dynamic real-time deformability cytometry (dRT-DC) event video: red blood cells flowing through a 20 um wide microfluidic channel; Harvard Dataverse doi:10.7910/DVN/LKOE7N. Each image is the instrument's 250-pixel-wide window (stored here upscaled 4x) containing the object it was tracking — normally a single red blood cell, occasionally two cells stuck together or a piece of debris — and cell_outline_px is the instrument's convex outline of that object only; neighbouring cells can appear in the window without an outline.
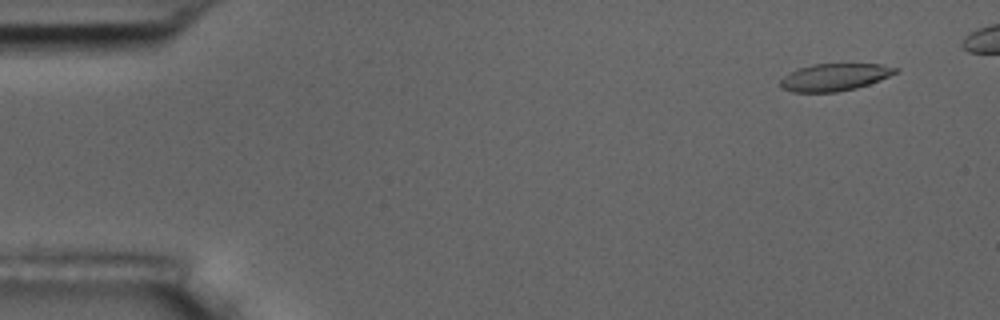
{"species": "common noctule bat (a hibernating species)", "species_latin": "Nyctalus noctula", "temperature_condition": "room temperature", "stored_images_in_passage": 6, "camera_frame_rate_fps": 3000, "um_per_image_px": 0.085, "animal": {"sex": "male", "body_mass_g": 17.5, "forearm_length_mm": 52.3}, "frame": {"image": 1, "passage_image": 1, "time_ms": 0.0, "image_size_px": [1000, 320], "cell_outline_px": [[900, 72], [880, 80], [856, 88], [836, 92], [792, 92], [780, 88], [780, 80], [788, 72], [796, 68], [812, 64], [880, 64], [900, 68]], "centroid_in_image_um": [70.93, 6.55], "position_along_channel_um": 14.1, "area_um2": 18.55}}